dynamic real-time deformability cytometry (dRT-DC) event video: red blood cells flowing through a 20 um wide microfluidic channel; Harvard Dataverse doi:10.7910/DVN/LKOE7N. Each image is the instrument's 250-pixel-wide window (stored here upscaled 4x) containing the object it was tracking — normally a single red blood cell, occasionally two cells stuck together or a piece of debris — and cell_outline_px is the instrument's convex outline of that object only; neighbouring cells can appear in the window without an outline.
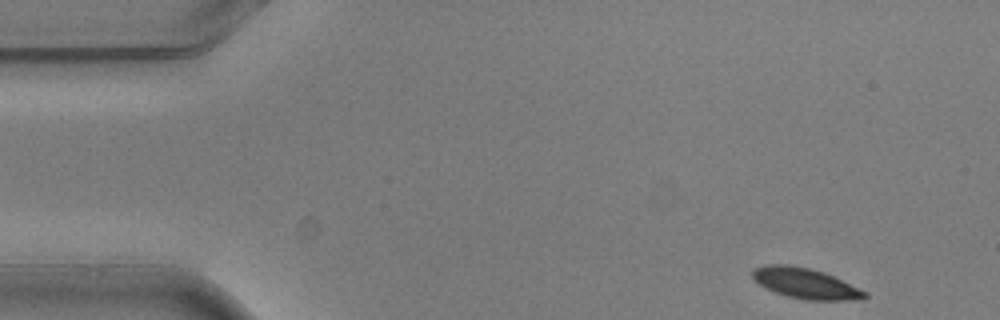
{"species": "common noctule bat (a hibernating species)", "species_latin": "Nyctalus noctula", "temperature_condition": "warm", "stored_images_in_passage": 4, "camera_frame_rate_fps": 3000, "um_per_image_px": 0.085, "animal": {"sex": "male", "body_mass_g": 20.5, "forearm_length_mm": 52.5}, "frame": {"image": 1, "passage_image": 1, "time_ms": 0.0, "image_size_px": [1000, 320], "cell_outline_px": [[868, 296], [864, 300], [804, 300], [788, 296], [776, 292], [760, 284], [752, 276], [752, 268], [764, 264], [788, 264], [808, 268], [824, 272], [868, 292]], "centroid_in_image_um": [68.49, 24.08], "position_along_channel_um": 16.5, "area_um2": 19.94}}
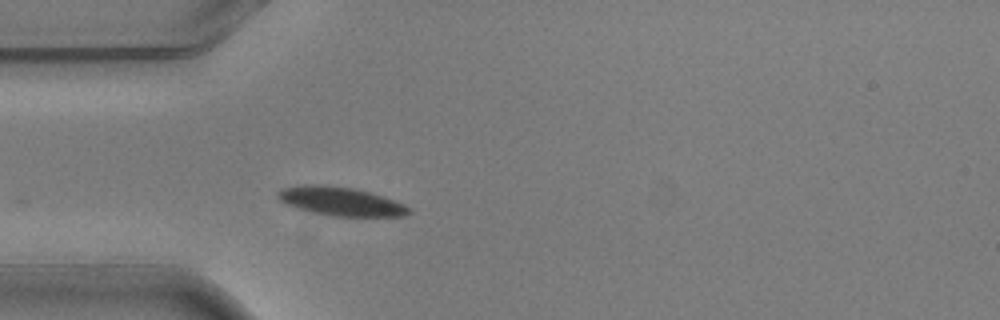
{"frame": {"image": 2, "passage_image": 4, "time_ms": 1.0, "image_size_px": [1000, 320], "cell_outline_px": [[412, 212], [404, 216], [332, 216], [296, 208], [280, 200], [276, 196], [276, 192], [284, 188], [304, 184], [316, 184], [352, 188], [372, 192], [384, 196], [404, 204], [412, 208]], "centroid_in_image_um": [29.0, 17.11], "position_along_channel_um": 56.0, "area_um2": 21.91}}